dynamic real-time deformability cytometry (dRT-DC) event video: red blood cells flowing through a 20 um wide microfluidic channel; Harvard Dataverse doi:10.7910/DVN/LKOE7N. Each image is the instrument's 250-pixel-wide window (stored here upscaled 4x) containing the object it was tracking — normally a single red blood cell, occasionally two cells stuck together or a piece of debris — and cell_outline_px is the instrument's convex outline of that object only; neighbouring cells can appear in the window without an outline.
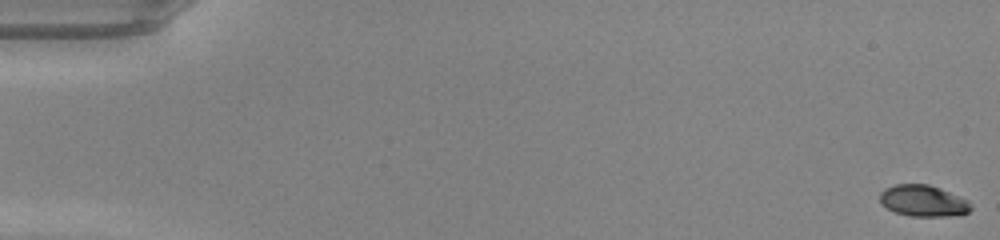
{"species": "common noctule bat (a hibernating species)", "species_latin": "Nyctalus noctula", "temperature_condition": "warm", "stored_images_in_passage": 49, "camera_frame_rate_fps": 3000, "um_per_image_px": 0.085, "animal": {"sex": "male", "body_mass_g": 20.0, "forearm_length_mm": 53.3}, "frame": {"image": 1, "passage_image": 1, "time_ms": 0.0, "image_size_px": [1000, 240], "cell_outline_px": [[972, 208], [968, 212], [948, 216], [908, 216], [896, 212], [880, 204], [880, 192], [884, 188], [896, 184], [928, 184], [940, 188], [968, 200]], "centroid_in_image_um": [78.44, 17.06], "position_along_channel_um": 6.6, "area_um2": 16.59}}
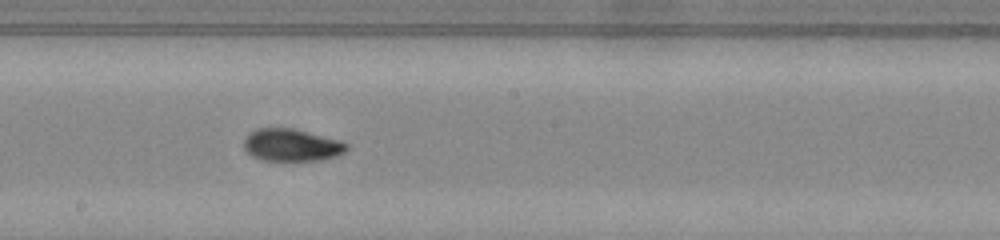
{"frame": {"image": 2, "passage_image": 28, "time_ms": 9.0, "image_size_px": [1000, 240], "cell_outline_px": [[348, 148], [344, 152], [336, 156], [320, 160], [260, 160], [252, 156], [244, 148], [244, 140], [256, 128], [292, 128], [340, 140], [348, 144]], "centroid_in_image_um": [24.79, 12.33], "position_along_channel_um": 223.4, "area_um2": 19.19}}
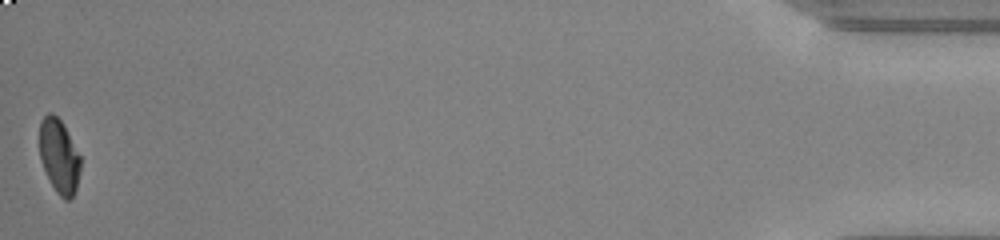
{"frame": {"image": 3, "passage_image": 49, "time_ms": 16.0, "image_size_px": [1000, 240], "cell_outline_px": [[80, 168], [76, 188], [72, 196], [68, 200], [64, 200], [56, 192], [40, 160], [40, 120], [48, 112], [52, 112], [64, 124], [80, 156]], "centroid_in_image_um": [5.02, 13.25], "position_along_channel_um": 430.2, "area_um2": 17.51}, "authors_computed_cell_mechanics": {"area_um2": 18.785, "velocity_mm_per_s": 4.2859, "shape_relaxation_time_tau1_ms": 8.4086, "shape_relaxation_time_tau2_ms": 1.2486, "deformation_change_tau1": 0.2654, "deformation_change_tau2": 0.0417}}